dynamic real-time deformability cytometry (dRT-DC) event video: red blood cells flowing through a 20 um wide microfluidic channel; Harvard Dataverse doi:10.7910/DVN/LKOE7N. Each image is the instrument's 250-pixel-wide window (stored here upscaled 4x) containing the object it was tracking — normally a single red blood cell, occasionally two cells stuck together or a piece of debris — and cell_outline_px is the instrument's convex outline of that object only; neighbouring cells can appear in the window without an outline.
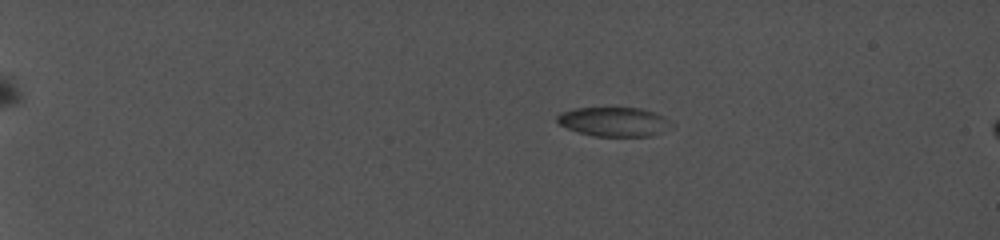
{"species": "common noctule bat (a hibernating species)", "species_latin": "Nyctalus noctula", "temperature_condition": "cold", "stored_images_in_passage": 11, "camera_frame_rate_fps": 5000, "um_per_image_px": 0.085, "animal": {"sex": "female", "body_mass_g": 19.0, "forearm_length_mm": 56.7}, "frame": {"image": 1, "passage_image": 7, "time_ms": 4.4, "image_size_px": [1000, 240], "cell_outline_px": [[668, 128], [660, 132], [648, 136], [592, 136], [568, 128], [560, 124], [556, 120], [556, 116], [560, 112], [576, 108], [640, 108], [656, 112], [664, 116], [668, 120]], "centroid_in_image_um": [52.14, 10.34], "position_along_channel_um": 32.9, "area_um2": 19.19}}